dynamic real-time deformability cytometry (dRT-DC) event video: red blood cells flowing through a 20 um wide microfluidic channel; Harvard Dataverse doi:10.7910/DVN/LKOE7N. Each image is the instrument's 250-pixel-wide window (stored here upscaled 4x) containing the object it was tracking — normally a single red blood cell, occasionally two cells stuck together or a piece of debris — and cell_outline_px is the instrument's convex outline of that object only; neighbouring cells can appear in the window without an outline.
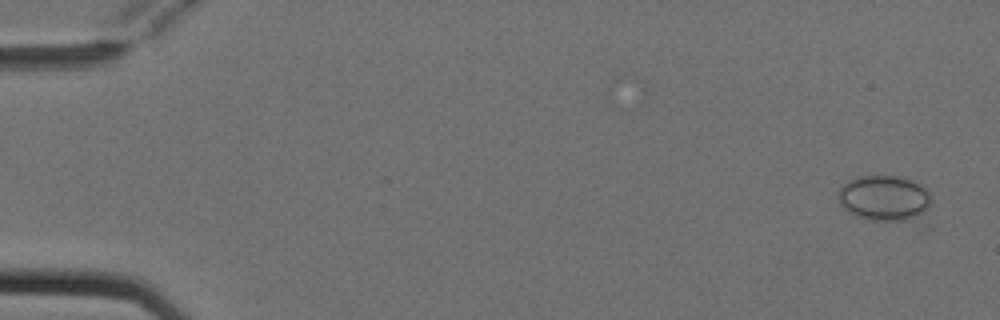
{"species": "Egyptian fruit bat (a non-hibernating species)", "species_latin": "Rousettus aegyptiacus", "temperature_condition": "cold", "stored_images_in_passage": 4, "camera_frame_rate_fps": 3000, "um_per_image_px": 0.085, "animal": {"sex": "female"}, "frame": {"image": 1, "passage_image": 1, "time_ms": 0.0, "image_size_px": [1000, 320], "cell_outline_px": [[932, 200], [928, 208], [912, 216], [896, 220], [872, 220], [860, 216], [844, 208], [840, 200], [840, 188], [848, 180], [860, 176], [896, 176], [912, 180], [920, 184], [932, 196]], "centroid_in_image_um": [75.17, 16.78], "position_along_channel_um": 9.8, "area_um2": 23.64}}